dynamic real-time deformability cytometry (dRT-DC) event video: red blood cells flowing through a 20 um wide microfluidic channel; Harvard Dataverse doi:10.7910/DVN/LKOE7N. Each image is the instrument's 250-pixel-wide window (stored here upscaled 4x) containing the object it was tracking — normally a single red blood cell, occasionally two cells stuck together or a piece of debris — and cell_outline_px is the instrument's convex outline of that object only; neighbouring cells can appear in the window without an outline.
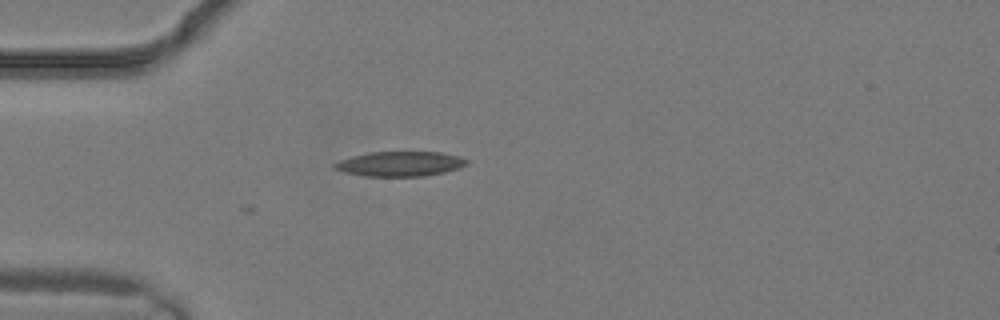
{"species": "common noctule bat (a hibernating species)", "species_latin": "Nyctalus noctula", "temperature_condition": "warm", "stored_images_in_passage": 1, "camera_frame_rate_fps": 3000, "um_per_image_px": 0.085, "animal": {"sex": "male", "body_mass_g": 19.2, "forearm_length_mm": 51.8}, "frame": {"image": 1, "passage_image": 1, "time_ms": 0.0, "image_size_px": [1000, 320], "cell_outline_px": [[468, 164], [460, 168], [444, 172], [424, 176], [368, 176], [344, 172], [332, 168], [332, 164], [340, 160], [352, 156], [372, 152], [440, 152], [460, 156], [468, 160]], "centroid_in_image_um": [34.02, 13.92], "position_along_channel_um": 51.0, "area_um2": 19.13}}